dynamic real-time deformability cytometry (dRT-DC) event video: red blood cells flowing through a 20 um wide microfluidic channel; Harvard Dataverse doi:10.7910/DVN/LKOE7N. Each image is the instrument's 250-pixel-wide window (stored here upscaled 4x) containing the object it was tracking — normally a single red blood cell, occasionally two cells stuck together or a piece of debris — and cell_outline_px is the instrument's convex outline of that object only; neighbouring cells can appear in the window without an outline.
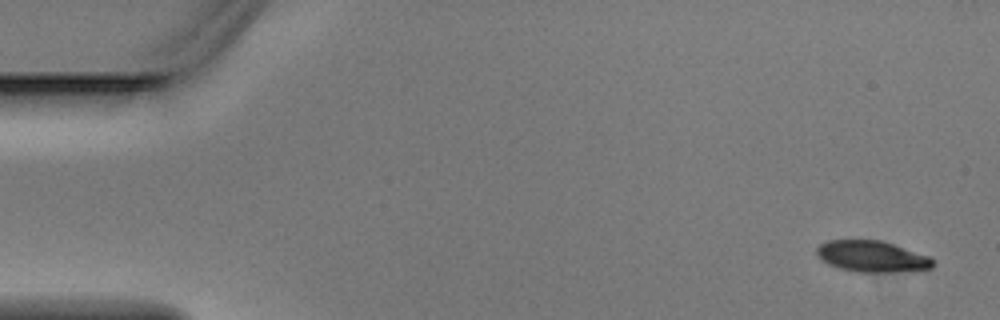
{"species": "Egyptian fruit bat (a non-hibernating species)", "species_latin": "Rousettus aegyptiacus", "temperature_condition": "warm", "stored_images_in_passage": 3, "camera_frame_rate_fps": 3000, "um_per_image_px": 0.085, "animal": {"sex": "male"}, "frame": {"image": 1, "passage_image": 1, "time_ms": 0.0, "image_size_px": [1000, 320], "cell_outline_px": [[932, 268], [888, 272], [856, 272], [840, 268], [828, 264], [816, 252], [816, 248], [820, 244], [828, 240], [880, 240], [928, 256], [932, 260]], "centroid_in_image_um": [74.07, 21.79], "position_along_channel_um": 10.9, "area_um2": 20.63}}